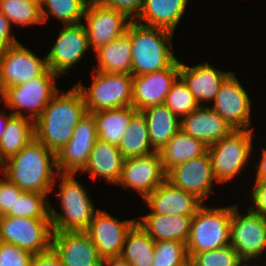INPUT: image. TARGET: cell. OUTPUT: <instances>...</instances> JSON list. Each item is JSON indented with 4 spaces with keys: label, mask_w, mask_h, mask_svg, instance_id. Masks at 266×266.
<instances>
[{
    "label": "cell",
    "mask_w": 266,
    "mask_h": 266,
    "mask_svg": "<svg viewBox=\"0 0 266 266\" xmlns=\"http://www.w3.org/2000/svg\"><path fill=\"white\" fill-rule=\"evenodd\" d=\"M86 113L83 94L76 84L66 93L58 91L34 121L35 138L56 154Z\"/></svg>",
    "instance_id": "cell-1"
},
{
    "label": "cell",
    "mask_w": 266,
    "mask_h": 266,
    "mask_svg": "<svg viewBox=\"0 0 266 266\" xmlns=\"http://www.w3.org/2000/svg\"><path fill=\"white\" fill-rule=\"evenodd\" d=\"M6 164V165H5ZM56 154L35 137L3 163V173L20 190L48 194L54 190Z\"/></svg>",
    "instance_id": "cell-2"
},
{
    "label": "cell",
    "mask_w": 266,
    "mask_h": 266,
    "mask_svg": "<svg viewBox=\"0 0 266 266\" xmlns=\"http://www.w3.org/2000/svg\"><path fill=\"white\" fill-rule=\"evenodd\" d=\"M127 31L130 33L133 76L167 69L177 60L170 50L174 33L138 24L135 20L129 23Z\"/></svg>",
    "instance_id": "cell-3"
},
{
    "label": "cell",
    "mask_w": 266,
    "mask_h": 266,
    "mask_svg": "<svg viewBox=\"0 0 266 266\" xmlns=\"http://www.w3.org/2000/svg\"><path fill=\"white\" fill-rule=\"evenodd\" d=\"M59 199L62 214L49 206L53 232H86L97 212L86 189L75 180V173H59Z\"/></svg>",
    "instance_id": "cell-4"
},
{
    "label": "cell",
    "mask_w": 266,
    "mask_h": 266,
    "mask_svg": "<svg viewBox=\"0 0 266 266\" xmlns=\"http://www.w3.org/2000/svg\"><path fill=\"white\" fill-rule=\"evenodd\" d=\"M232 206L208 208L201 206L191 221L186 243L187 255L230 245Z\"/></svg>",
    "instance_id": "cell-5"
},
{
    "label": "cell",
    "mask_w": 266,
    "mask_h": 266,
    "mask_svg": "<svg viewBox=\"0 0 266 266\" xmlns=\"http://www.w3.org/2000/svg\"><path fill=\"white\" fill-rule=\"evenodd\" d=\"M92 75L94 80L89 88L76 83L83 94L87 113L132 106V74L92 70Z\"/></svg>",
    "instance_id": "cell-6"
},
{
    "label": "cell",
    "mask_w": 266,
    "mask_h": 266,
    "mask_svg": "<svg viewBox=\"0 0 266 266\" xmlns=\"http://www.w3.org/2000/svg\"><path fill=\"white\" fill-rule=\"evenodd\" d=\"M253 136V129H235L208 147L216 183L231 181L245 168L251 156Z\"/></svg>",
    "instance_id": "cell-7"
},
{
    "label": "cell",
    "mask_w": 266,
    "mask_h": 266,
    "mask_svg": "<svg viewBox=\"0 0 266 266\" xmlns=\"http://www.w3.org/2000/svg\"><path fill=\"white\" fill-rule=\"evenodd\" d=\"M57 77L59 75L48 69L43 75L26 83L6 88L0 94V102H4L16 116L23 117L22 110H28L27 114L30 116L27 117L35 121L53 96L60 91L55 86Z\"/></svg>",
    "instance_id": "cell-8"
},
{
    "label": "cell",
    "mask_w": 266,
    "mask_h": 266,
    "mask_svg": "<svg viewBox=\"0 0 266 266\" xmlns=\"http://www.w3.org/2000/svg\"><path fill=\"white\" fill-rule=\"evenodd\" d=\"M52 236L50 218L0 216V241L16 245L34 255L52 248Z\"/></svg>",
    "instance_id": "cell-9"
},
{
    "label": "cell",
    "mask_w": 266,
    "mask_h": 266,
    "mask_svg": "<svg viewBox=\"0 0 266 266\" xmlns=\"http://www.w3.org/2000/svg\"><path fill=\"white\" fill-rule=\"evenodd\" d=\"M237 206H232L230 245L243 262H249L266 250V218L250 209L241 215Z\"/></svg>",
    "instance_id": "cell-10"
},
{
    "label": "cell",
    "mask_w": 266,
    "mask_h": 266,
    "mask_svg": "<svg viewBox=\"0 0 266 266\" xmlns=\"http://www.w3.org/2000/svg\"><path fill=\"white\" fill-rule=\"evenodd\" d=\"M48 70L41 58L19 42L0 52V94L8 87L23 84Z\"/></svg>",
    "instance_id": "cell-11"
},
{
    "label": "cell",
    "mask_w": 266,
    "mask_h": 266,
    "mask_svg": "<svg viewBox=\"0 0 266 266\" xmlns=\"http://www.w3.org/2000/svg\"><path fill=\"white\" fill-rule=\"evenodd\" d=\"M84 17L89 46H93L94 51L123 35L133 20L125 12L106 7L96 0L88 1Z\"/></svg>",
    "instance_id": "cell-12"
},
{
    "label": "cell",
    "mask_w": 266,
    "mask_h": 266,
    "mask_svg": "<svg viewBox=\"0 0 266 266\" xmlns=\"http://www.w3.org/2000/svg\"><path fill=\"white\" fill-rule=\"evenodd\" d=\"M97 140L94 116L91 113H86L74 128L71 139L56 153L58 173L82 171Z\"/></svg>",
    "instance_id": "cell-13"
},
{
    "label": "cell",
    "mask_w": 266,
    "mask_h": 266,
    "mask_svg": "<svg viewBox=\"0 0 266 266\" xmlns=\"http://www.w3.org/2000/svg\"><path fill=\"white\" fill-rule=\"evenodd\" d=\"M137 219L119 221L108 212L97 209L86 233L103 259L119 258L128 231Z\"/></svg>",
    "instance_id": "cell-14"
},
{
    "label": "cell",
    "mask_w": 266,
    "mask_h": 266,
    "mask_svg": "<svg viewBox=\"0 0 266 266\" xmlns=\"http://www.w3.org/2000/svg\"><path fill=\"white\" fill-rule=\"evenodd\" d=\"M167 179L159 151L124 159L122 176L117 186L138 191L143 199Z\"/></svg>",
    "instance_id": "cell-15"
},
{
    "label": "cell",
    "mask_w": 266,
    "mask_h": 266,
    "mask_svg": "<svg viewBox=\"0 0 266 266\" xmlns=\"http://www.w3.org/2000/svg\"><path fill=\"white\" fill-rule=\"evenodd\" d=\"M87 31L83 23L65 25L60 29L50 52L46 55L48 69L57 75L67 73L89 50Z\"/></svg>",
    "instance_id": "cell-16"
},
{
    "label": "cell",
    "mask_w": 266,
    "mask_h": 266,
    "mask_svg": "<svg viewBox=\"0 0 266 266\" xmlns=\"http://www.w3.org/2000/svg\"><path fill=\"white\" fill-rule=\"evenodd\" d=\"M211 107L234 129L251 128V100L232 72L222 83Z\"/></svg>",
    "instance_id": "cell-17"
},
{
    "label": "cell",
    "mask_w": 266,
    "mask_h": 266,
    "mask_svg": "<svg viewBox=\"0 0 266 266\" xmlns=\"http://www.w3.org/2000/svg\"><path fill=\"white\" fill-rule=\"evenodd\" d=\"M179 77V60L169 68L133 76L132 106L139 112L164 104L172 84Z\"/></svg>",
    "instance_id": "cell-18"
},
{
    "label": "cell",
    "mask_w": 266,
    "mask_h": 266,
    "mask_svg": "<svg viewBox=\"0 0 266 266\" xmlns=\"http://www.w3.org/2000/svg\"><path fill=\"white\" fill-rule=\"evenodd\" d=\"M167 180L203 202L212 193V182L215 180L208 151L172 168L167 173Z\"/></svg>",
    "instance_id": "cell-19"
},
{
    "label": "cell",
    "mask_w": 266,
    "mask_h": 266,
    "mask_svg": "<svg viewBox=\"0 0 266 266\" xmlns=\"http://www.w3.org/2000/svg\"><path fill=\"white\" fill-rule=\"evenodd\" d=\"M52 249L63 266H102L103 263L86 232H53Z\"/></svg>",
    "instance_id": "cell-20"
},
{
    "label": "cell",
    "mask_w": 266,
    "mask_h": 266,
    "mask_svg": "<svg viewBox=\"0 0 266 266\" xmlns=\"http://www.w3.org/2000/svg\"><path fill=\"white\" fill-rule=\"evenodd\" d=\"M144 201L151 213L160 215H195L202 206L200 199L174 186L167 179L148 194Z\"/></svg>",
    "instance_id": "cell-21"
},
{
    "label": "cell",
    "mask_w": 266,
    "mask_h": 266,
    "mask_svg": "<svg viewBox=\"0 0 266 266\" xmlns=\"http://www.w3.org/2000/svg\"><path fill=\"white\" fill-rule=\"evenodd\" d=\"M180 121V129L184 133L202 141L208 147L235 130L210 106L202 105Z\"/></svg>",
    "instance_id": "cell-22"
},
{
    "label": "cell",
    "mask_w": 266,
    "mask_h": 266,
    "mask_svg": "<svg viewBox=\"0 0 266 266\" xmlns=\"http://www.w3.org/2000/svg\"><path fill=\"white\" fill-rule=\"evenodd\" d=\"M231 73L215 69L207 62L189 67L179 61V77L200 106L201 102L215 101L222 83Z\"/></svg>",
    "instance_id": "cell-23"
},
{
    "label": "cell",
    "mask_w": 266,
    "mask_h": 266,
    "mask_svg": "<svg viewBox=\"0 0 266 266\" xmlns=\"http://www.w3.org/2000/svg\"><path fill=\"white\" fill-rule=\"evenodd\" d=\"M124 157L117 145L97 140L82 172H89L93 182L96 177L117 186L122 176Z\"/></svg>",
    "instance_id": "cell-24"
},
{
    "label": "cell",
    "mask_w": 266,
    "mask_h": 266,
    "mask_svg": "<svg viewBox=\"0 0 266 266\" xmlns=\"http://www.w3.org/2000/svg\"><path fill=\"white\" fill-rule=\"evenodd\" d=\"M194 215H160L148 213L137 220L154 241L187 243Z\"/></svg>",
    "instance_id": "cell-25"
},
{
    "label": "cell",
    "mask_w": 266,
    "mask_h": 266,
    "mask_svg": "<svg viewBox=\"0 0 266 266\" xmlns=\"http://www.w3.org/2000/svg\"><path fill=\"white\" fill-rule=\"evenodd\" d=\"M187 3L188 0H144L143 7L134 20L145 26L174 33L185 13Z\"/></svg>",
    "instance_id": "cell-26"
},
{
    "label": "cell",
    "mask_w": 266,
    "mask_h": 266,
    "mask_svg": "<svg viewBox=\"0 0 266 266\" xmlns=\"http://www.w3.org/2000/svg\"><path fill=\"white\" fill-rule=\"evenodd\" d=\"M141 112L147 122L151 146L153 150L160 151L180 130L181 121L164 104L148 107Z\"/></svg>",
    "instance_id": "cell-27"
},
{
    "label": "cell",
    "mask_w": 266,
    "mask_h": 266,
    "mask_svg": "<svg viewBox=\"0 0 266 266\" xmlns=\"http://www.w3.org/2000/svg\"><path fill=\"white\" fill-rule=\"evenodd\" d=\"M95 54L98 67L93 70L105 73L131 74V42L128 31L98 48Z\"/></svg>",
    "instance_id": "cell-28"
},
{
    "label": "cell",
    "mask_w": 266,
    "mask_h": 266,
    "mask_svg": "<svg viewBox=\"0 0 266 266\" xmlns=\"http://www.w3.org/2000/svg\"><path fill=\"white\" fill-rule=\"evenodd\" d=\"M208 146L181 129L159 151L163 168L168 173L175 166L204 155Z\"/></svg>",
    "instance_id": "cell-29"
},
{
    "label": "cell",
    "mask_w": 266,
    "mask_h": 266,
    "mask_svg": "<svg viewBox=\"0 0 266 266\" xmlns=\"http://www.w3.org/2000/svg\"><path fill=\"white\" fill-rule=\"evenodd\" d=\"M138 111L133 107H121L91 113L96 121L98 139L119 145L122 136Z\"/></svg>",
    "instance_id": "cell-30"
},
{
    "label": "cell",
    "mask_w": 266,
    "mask_h": 266,
    "mask_svg": "<svg viewBox=\"0 0 266 266\" xmlns=\"http://www.w3.org/2000/svg\"><path fill=\"white\" fill-rule=\"evenodd\" d=\"M35 137L34 121L26 116L13 115L0 139V160L18 154Z\"/></svg>",
    "instance_id": "cell-31"
},
{
    "label": "cell",
    "mask_w": 266,
    "mask_h": 266,
    "mask_svg": "<svg viewBox=\"0 0 266 266\" xmlns=\"http://www.w3.org/2000/svg\"><path fill=\"white\" fill-rule=\"evenodd\" d=\"M155 241L136 222L128 231L120 258L130 266H152Z\"/></svg>",
    "instance_id": "cell-32"
},
{
    "label": "cell",
    "mask_w": 266,
    "mask_h": 266,
    "mask_svg": "<svg viewBox=\"0 0 266 266\" xmlns=\"http://www.w3.org/2000/svg\"><path fill=\"white\" fill-rule=\"evenodd\" d=\"M118 148L124 159L147 155L155 151L152 149L147 122L142 112L138 111L131 118Z\"/></svg>",
    "instance_id": "cell-33"
},
{
    "label": "cell",
    "mask_w": 266,
    "mask_h": 266,
    "mask_svg": "<svg viewBox=\"0 0 266 266\" xmlns=\"http://www.w3.org/2000/svg\"><path fill=\"white\" fill-rule=\"evenodd\" d=\"M88 1L89 0H43L41 2L43 22L45 23L51 15L59 19L64 26L82 23L81 20L84 17Z\"/></svg>",
    "instance_id": "cell-34"
},
{
    "label": "cell",
    "mask_w": 266,
    "mask_h": 266,
    "mask_svg": "<svg viewBox=\"0 0 266 266\" xmlns=\"http://www.w3.org/2000/svg\"><path fill=\"white\" fill-rule=\"evenodd\" d=\"M0 12L12 24L28 26L44 23L41 3L35 0H0Z\"/></svg>",
    "instance_id": "cell-35"
},
{
    "label": "cell",
    "mask_w": 266,
    "mask_h": 266,
    "mask_svg": "<svg viewBox=\"0 0 266 266\" xmlns=\"http://www.w3.org/2000/svg\"><path fill=\"white\" fill-rule=\"evenodd\" d=\"M47 196L44 193L24 191L20 196H16L14 209H11L6 215L12 217L50 218L49 206L51 203L46 198Z\"/></svg>",
    "instance_id": "cell-36"
},
{
    "label": "cell",
    "mask_w": 266,
    "mask_h": 266,
    "mask_svg": "<svg viewBox=\"0 0 266 266\" xmlns=\"http://www.w3.org/2000/svg\"><path fill=\"white\" fill-rule=\"evenodd\" d=\"M164 105L170 109L177 117H184L200 107L189 88L178 77L172 84L170 91L166 95Z\"/></svg>",
    "instance_id": "cell-37"
},
{
    "label": "cell",
    "mask_w": 266,
    "mask_h": 266,
    "mask_svg": "<svg viewBox=\"0 0 266 266\" xmlns=\"http://www.w3.org/2000/svg\"><path fill=\"white\" fill-rule=\"evenodd\" d=\"M189 264L186 244L177 241H155L152 266H186Z\"/></svg>",
    "instance_id": "cell-38"
},
{
    "label": "cell",
    "mask_w": 266,
    "mask_h": 266,
    "mask_svg": "<svg viewBox=\"0 0 266 266\" xmlns=\"http://www.w3.org/2000/svg\"><path fill=\"white\" fill-rule=\"evenodd\" d=\"M242 262L231 245L195 253L189 258L191 266H239Z\"/></svg>",
    "instance_id": "cell-39"
},
{
    "label": "cell",
    "mask_w": 266,
    "mask_h": 266,
    "mask_svg": "<svg viewBox=\"0 0 266 266\" xmlns=\"http://www.w3.org/2000/svg\"><path fill=\"white\" fill-rule=\"evenodd\" d=\"M33 256L25 249L0 241V266H31Z\"/></svg>",
    "instance_id": "cell-40"
},
{
    "label": "cell",
    "mask_w": 266,
    "mask_h": 266,
    "mask_svg": "<svg viewBox=\"0 0 266 266\" xmlns=\"http://www.w3.org/2000/svg\"><path fill=\"white\" fill-rule=\"evenodd\" d=\"M23 192L7 177L0 178V216L6 215L11 209H14L16 196H20Z\"/></svg>",
    "instance_id": "cell-41"
},
{
    "label": "cell",
    "mask_w": 266,
    "mask_h": 266,
    "mask_svg": "<svg viewBox=\"0 0 266 266\" xmlns=\"http://www.w3.org/2000/svg\"><path fill=\"white\" fill-rule=\"evenodd\" d=\"M98 3L125 12L131 19L140 13L144 0H96Z\"/></svg>",
    "instance_id": "cell-42"
},
{
    "label": "cell",
    "mask_w": 266,
    "mask_h": 266,
    "mask_svg": "<svg viewBox=\"0 0 266 266\" xmlns=\"http://www.w3.org/2000/svg\"><path fill=\"white\" fill-rule=\"evenodd\" d=\"M251 197L255 205L249 209L266 218V181L255 180Z\"/></svg>",
    "instance_id": "cell-43"
},
{
    "label": "cell",
    "mask_w": 266,
    "mask_h": 266,
    "mask_svg": "<svg viewBox=\"0 0 266 266\" xmlns=\"http://www.w3.org/2000/svg\"><path fill=\"white\" fill-rule=\"evenodd\" d=\"M11 26L12 24L9 19L0 12V52L18 43L14 34H11Z\"/></svg>",
    "instance_id": "cell-44"
},
{
    "label": "cell",
    "mask_w": 266,
    "mask_h": 266,
    "mask_svg": "<svg viewBox=\"0 0 266 266\" xmlns=\"http://www.w3.org/2000/svg\"><path fill=\"white\" fill-rule=\"evenodd\" d=\"M31 266H63L58 254L51 248L46 252L35 254Z\"/></svg>",
    "instance_id": "cell-45"
},
{
    "label": "cell",
    "mask_w": 266,
    "mask_h": 266,
    "mask_svg": "<svg viewBox=\"0 0 266 266\" xmlns=\"http://www.w3.org/2000/svg\"><path fill=\"white\" fill-rule=\"evenodd\" d=\"M261 161L256 164V180L266 181V149H263Z\"/></svg>",
    "instance_id": "cell-46"
},
{
    "label": "cell",
    "mask_w": 266,
    "mask_h": 266,
    "mask_svg": "<svg viewBox=\"0 0 266 266\" xmlns=\"http://www.w3.org/2000/svg\"><path fill=\"white\" fill-rule=\"evenodd\" d=\"M102 266H130V265L119 257V258H110L103 260Z\"/></svg>",
    "instance_id": "cell-47"
},
{
    "label": "cell",
    "mask_w": 266,
    "mask_h": 266,
    "mask_svg": "<svg viewBox=\"0 0 266 266\" xmlns=\"http://www.w3.org/2000/svg\"><path fill=\"white\" fill-rule=\"evenodd\" d=\"M13 116L12 113L5 115V113L0 112V139L5 131L8 120Z\"/></svg>",
    "instance_id": "cell-48"
},
{
    "label": "cell",
    "mask_w": 266,
    "mask_h": 266,
    "mask_svg": "<svg viewBox=\"0 0 266 266\" xmlns=\"http://www.w3.org/2000/svg\"><path fill=\"white\" fill-rule=\"evenodd\" d=\"M2 165V166H1ZM3 172V162L0 160V173Z\"/></svg>",
    "instance_id": "cell-49"
},
{
    "label": "cell",
    "mask_w": 266,
    "mask_h": 266,
    "mask_svg": "<svg viewBox=\"0 0 266 266\" xmlns=\"http://www.w3.org/2000/svg\"><path fill=\"white\" fill-rule=\"evenodd\" d=\"M248 262H242L239 266H249L248 264H246Z\"/></svg>",
    "instance_id": "cell-50"
}]
</instances>
